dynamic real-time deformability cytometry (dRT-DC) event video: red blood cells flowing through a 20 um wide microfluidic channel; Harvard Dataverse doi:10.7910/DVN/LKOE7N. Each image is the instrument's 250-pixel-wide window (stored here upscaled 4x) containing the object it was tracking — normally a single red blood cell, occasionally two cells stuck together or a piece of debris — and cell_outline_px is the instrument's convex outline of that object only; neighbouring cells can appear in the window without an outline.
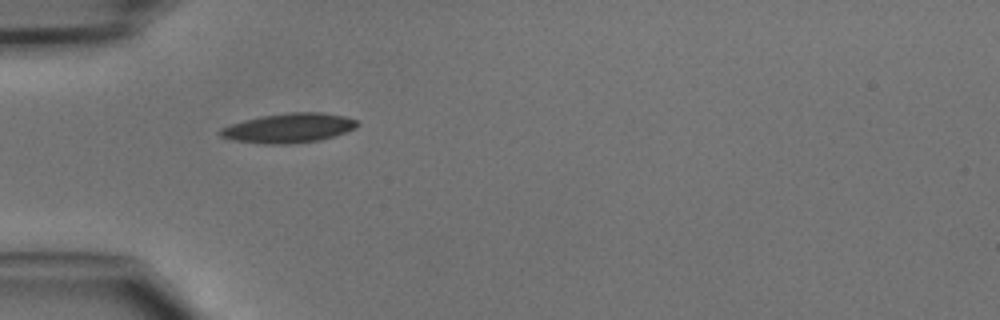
{"species": "common noctule bat (a hibernating species)", "species_latin": "Nyctalus noctula", "temperature_condition": "cold", "stored_images_in_passage": 33, "camera_frame_rate_fps": 3000, "um_per_image_px": 0.085, "animal": {"sex": "male", "body_mass_g": 15.6}, "frame": {"image": 1, "passage_image": 1, "time_ms": 0.0, "image_size_px": [1000, 320], "cell_outline_px": [[356, 128], [320, 140], [288, 144], [264, 144], [236, 140], [220, 136], [216, 132], [220, 128], [244, 120], [260, 116], [288, 112], [320, 112], [344, 116], [356, 120]], "centroid_in_image_um": [24.5, 10.88], "position_along_channel_um": 60.5, "area_um2": 23.35}}
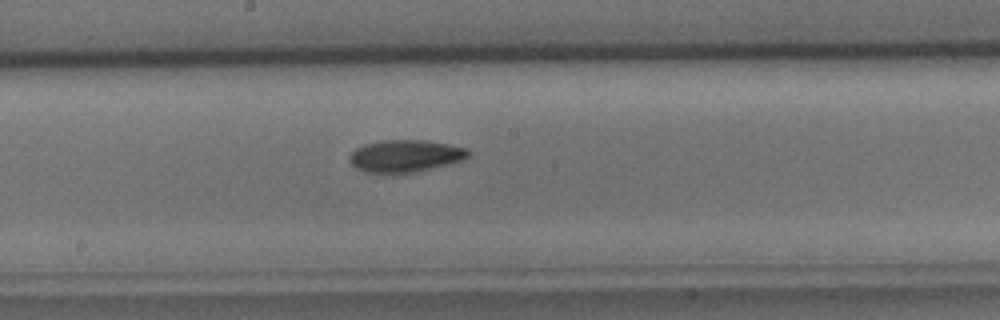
{"frame": {"image": 2, "passage_image": 12, "time_ms": 3.667, "image_size_px": [1000, 320], "cell_outline_px": [[468, 156], [460, 160], [448, 164], [408, 172], [364, 172], [356, 168], [352, 164], [352, 152], [356, 148], [364, 144], [380, 140], [428, 140], [468, 148]], "centroid_in_image_um": [34.44, 13.22], "position_along_channel_um": 213.8, "area_um2": 21.68}}
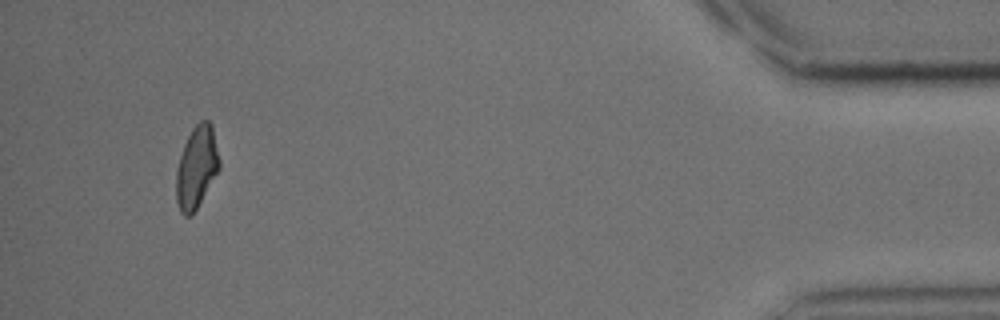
{"frame": {"image": 3, "passage_image": 31, "time_ms": 10.0, "image_size_px": [1000, 320], "cell_outline_px": [[220, 168], [192, 216], [184, 216], [180, 212], [176, 200], [176, 168], [184, 144], [192, 128], [200, 120], [208, 120], [212, 124], [220, 160]], "centroid_in_image_um": [16.7, 14.22], "position_along_channel_um": 418.5, "area_um2": 20.75}}